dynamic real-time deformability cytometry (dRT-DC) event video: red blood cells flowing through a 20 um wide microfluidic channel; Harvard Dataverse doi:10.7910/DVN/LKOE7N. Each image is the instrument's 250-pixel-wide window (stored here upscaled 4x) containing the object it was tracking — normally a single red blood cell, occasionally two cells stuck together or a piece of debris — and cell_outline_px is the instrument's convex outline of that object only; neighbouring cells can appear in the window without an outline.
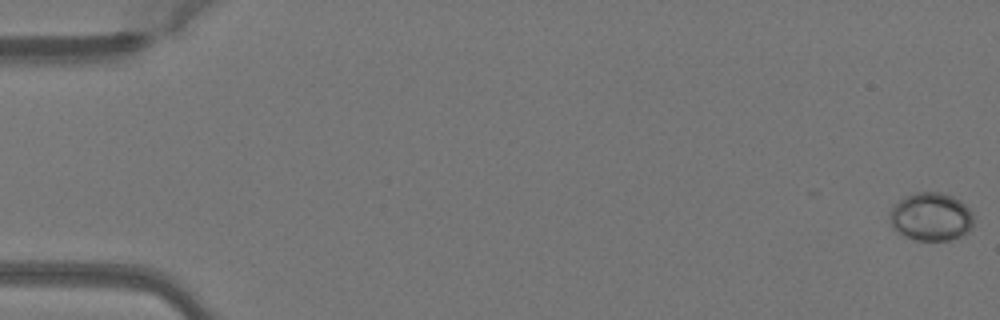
{"species": "Egyptian fruit bat (a non-hibernating species)", "species_latin": "Rousettus aegyptiacus", "temperature_condition": "warm", "stored_images_in_passage": 51, "camera_frame_rate_fps": 3000, "um_per_image_px": 0.085, "animal": {"sex": "female"}, "frame": {"image": 1, "passage_image": 1, "time_ms": 0.0, "image_size_px": [1000, 320], "cell_outline_px": [[972, 228], [968, 232], [960, 236], [948, 240], [916, 240], [904, 236], [896, 232], [892, 228], [888, 216], [892, 208], [904, 196], [916, 192], [940, 192], [952, 196], [960, 200], [972, 212]], "centroid_in_image_um": [79.11, 18.43], "position_along_channel_um": 5.9, "area_um2": 23.64}}
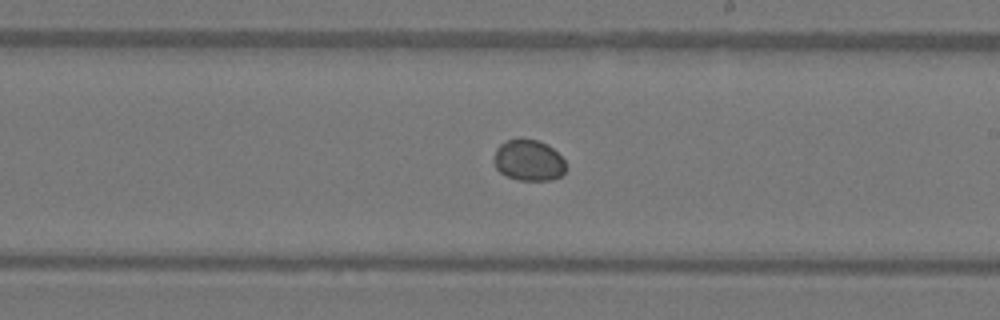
{"frame": {"image": 2, "passage_image": 30, "time_ms": 9.667, "image_size_px": [1000, 320], "cell_outline_px": [[564, 172], [560, 176], [552, 180], [520, 180], [508, 176], [500, 172], [496, 168], [496, 148], [500, 144], [508, 140], [536, 140], [548, 144], [564, 160]], "centroid_in_image_um": [44.95, 13.64], "position_along_channel_um": 244.0, "area_um2": 16.7}}
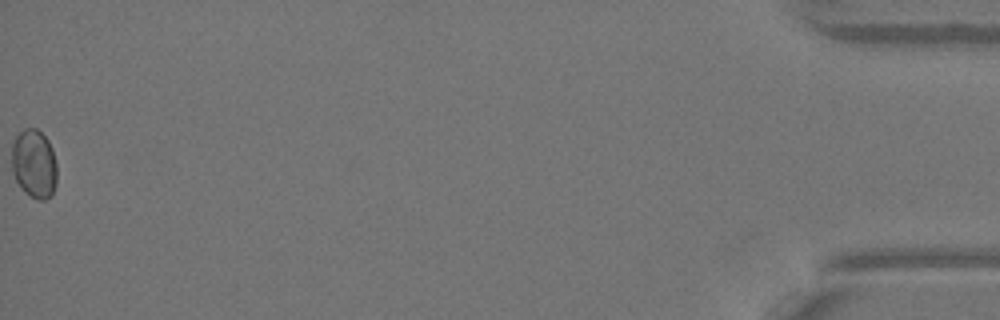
{"frame": {"image": 3, "passage_image": 51, "time_ms": 16.667, "image_size_px": [1000, 320], "cell_outline_px": [[56, 184], [52, 196], [44, 200], [36, 200], [24, 192], [16, 180], [12, 172], [12, 140], [24, 128], [36, 128], [48, 140], [52, 148], [56, 164]], "centroid_in_image_um": [2.89, 13.94], "position_along_channel_um": 432.3, "area_um2": 18.32}}